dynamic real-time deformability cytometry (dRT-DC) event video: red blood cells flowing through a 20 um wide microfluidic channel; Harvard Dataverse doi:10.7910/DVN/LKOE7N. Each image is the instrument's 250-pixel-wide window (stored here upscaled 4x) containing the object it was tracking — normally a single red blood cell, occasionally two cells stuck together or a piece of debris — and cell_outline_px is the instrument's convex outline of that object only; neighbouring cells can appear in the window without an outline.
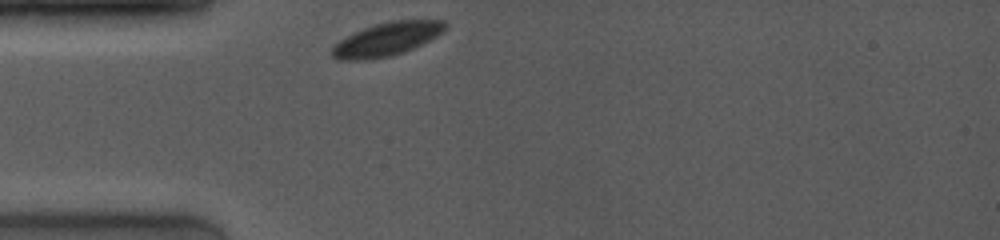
{"species": "common noctule bat (a hibernating species)", "species_latin": "Nyctalus noctula", "temperature_condition": "room temperature", "stored_images_in_passage": 40, "camera_frame_rate_fps": 4000, "um_per_image_px": 0.085, "animal": {"sex": "female", "body_mass_g": 19.0, "forearm_length_mm": 53.3}, "frame": {"image": 1, "passage_image": 1, "time_ms": 0.0, "image_size_px": [1000, 240], "cell_outline_px": [[444, 28], [436, 36], [404, 52], [388, 56], [364, 60], [340, 60], [332, 56], [332, 48], [340, 40], [364, 28], [376, 24], [392, 20], [444, 20]], "centroid_in_image_um": [32.84, 3.33], "position_along_channel_um": 52.2, "area_um2": 21.33}}
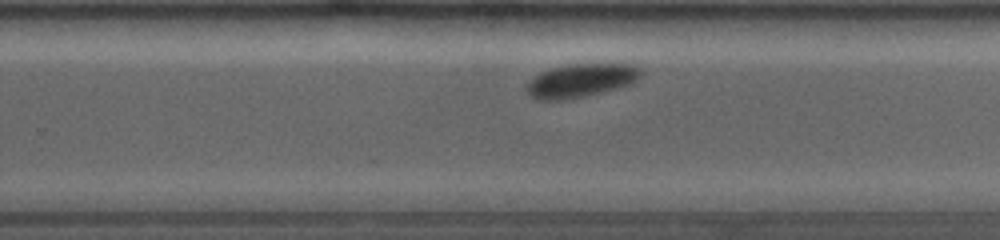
{"frame": {"image": 2, "passage_image": 26, "time_ms": 6.25, "image_size_px": [1000, 240], "cell_outline_px": [[644, 72], [632, 84], [584, 96], [560, 100], [536, 100], [524, 88], [524, 84], [540, 72], [552, 68], [572, 64], [636, 64], [644, 68]], "centroid_in_image_um": [49.39, 6.83], "position_along_channel_um": 280.4, "area_um2": 22.43}}
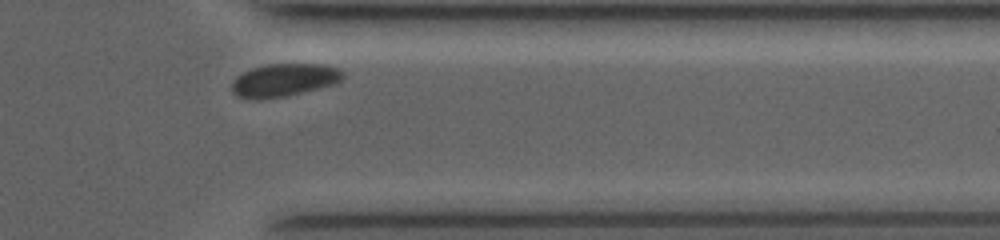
{"frame": {"image": 3, "passage_image": 37, "time_ms": 9.0, "image_size_px": [1000, 240], "cell_outline_px": [[344, 80], [336, 84], [288, 96], [256, 100], [236, 96], [232, 92], [232, 84], [236, 76], [252, 68], [268, 64], [324, 64], [336, 68], [344, 72]], "centroid_in_image_um": [24.17, 6.82], "position_along_channel_um": 387.2, "area_um2": 21.56}}